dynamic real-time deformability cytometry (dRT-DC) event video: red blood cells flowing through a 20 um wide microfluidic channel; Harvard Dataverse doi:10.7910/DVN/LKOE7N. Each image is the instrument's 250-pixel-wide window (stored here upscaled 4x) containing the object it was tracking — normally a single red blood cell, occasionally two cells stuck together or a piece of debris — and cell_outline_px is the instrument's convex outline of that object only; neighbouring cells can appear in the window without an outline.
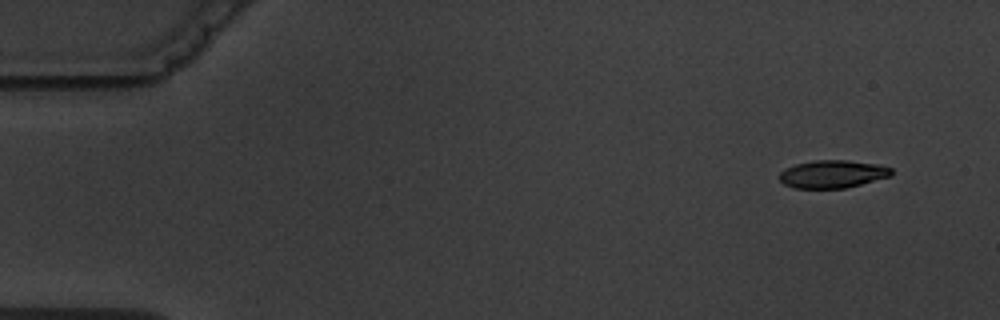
{"species": "common noctule bat (a hibernating species)", "species_latin": "Nyctalus noctula", "temperature_condition": "warm", "stored_images_in_passage": 5, "camera_frame_rate_fps": 3000, "um_per_image_px": 0.085, "animal": {"sex": "male", "body_mass_g": 19.5, "forearm_length_mm": 54.6}, "frame": {"image": 1, "passage_image": 1, "time_ms": 0.0, "image_size_px": [1000, 320], "cell_outline_px": [[892, 176], [844, 188], [796, 188], [784, 184], [780, 180], [780, 172], [784, 168], [796, 164], [816, 160], [848, 160], [876, 164], [892, 168]], "centroid_in_image_um": [70.77, 14.79], "position_along_channel_um": 14.2, "area_um2": 18.03}}
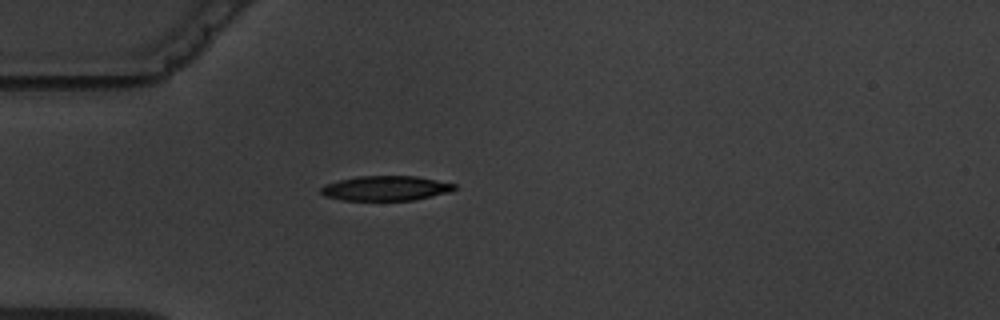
{"frame": {"image": 2, "passage_image": 3, "time_ms": 4.0, "image_size_px": [1000, 320], "cell_outline_px": [[456, 188], [452, 192], [412, 200], [344, 200], [324, 196], [320, 192], [320, 188], [324, 184], [356, 176], [416, 176], [456, 184]], "centroid_in_image_um": [32.78, 16.0], "position_along_channel_um": 52.2, "area_um2": 19.31}}